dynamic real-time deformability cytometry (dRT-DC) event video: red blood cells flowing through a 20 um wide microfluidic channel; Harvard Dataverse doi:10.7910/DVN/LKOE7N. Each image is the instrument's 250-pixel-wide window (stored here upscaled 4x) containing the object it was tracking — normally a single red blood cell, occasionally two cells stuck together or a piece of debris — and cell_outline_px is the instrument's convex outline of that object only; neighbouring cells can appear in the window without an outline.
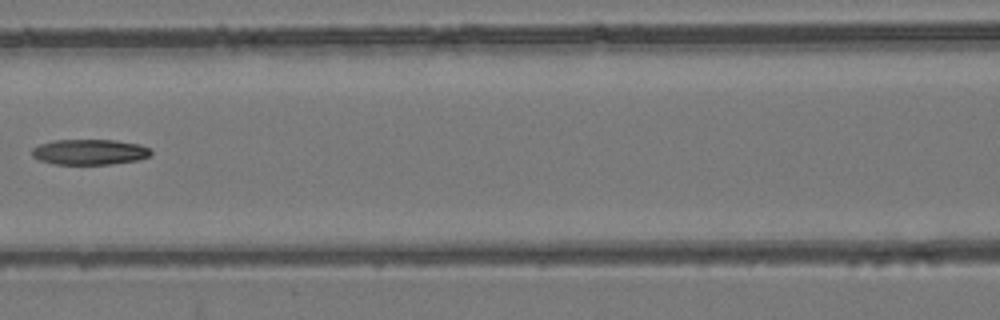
{"species": "common noctule bat (a hibernating species)", "species_latin": "Nyctalus noctula", "temperature_condition": "room temperature", "stored_images_in_passage": 10, "camera_frame_rate_fps": 3000, "um_per_image_px": 0.085, "animal": {"sex": "female", "body_mass_g": 24.6, "forearm_length_mm": 56.2}, "frame": {"image": 1, "passage_image": 8, "time_ms": 8.0, "image_size_px": [1000, 320], "cell_outline_px": [[152, 152], [148, 156], [140, 160], [112, 164], [56, 164], [40, 160], [32, 156], [32, 148], [40, 144], [56, 140], [116, 140], [140, 144], [148, 148]], "centroid_in_image_um": [7.63, 12.92], "position_along_channel_um": 159.0, "area_um2": 17.63}}